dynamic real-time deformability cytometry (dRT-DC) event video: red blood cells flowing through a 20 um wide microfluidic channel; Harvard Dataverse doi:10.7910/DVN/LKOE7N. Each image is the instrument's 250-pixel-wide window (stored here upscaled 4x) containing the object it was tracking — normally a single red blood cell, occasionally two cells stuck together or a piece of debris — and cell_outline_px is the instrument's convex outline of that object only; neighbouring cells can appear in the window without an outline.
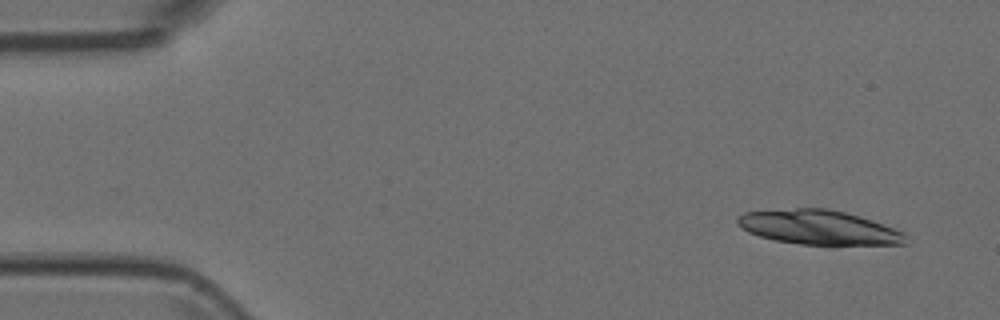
{"species": "Egyptian fruit bat (a non-hibernating species)", "species_latin": "Rousettus aegyptiacus", "temperature_condition": "room temperature", "stored_images_in_passage": 4, "camera_frame_rate_fps": 3000, "um_per_image_px": 0.085, "animal": {"sex": "female"}, "frame": {"image": 1, "passage_image": 1, "time_ms": 0.0, "image_size_px": [1000, 320], "cell_outline_px": [[904, 244], [800, 244], [776, 240], [760, 236], [748, 232], [736, 224], [736, 220], [744, 212], [796, 208], [828, 208], [860, 216], [904, 232]], "centroid_in_image_um": [69.54, 19.31], "position_along_channel_um": 15.5, "area_um2": 33.18}}